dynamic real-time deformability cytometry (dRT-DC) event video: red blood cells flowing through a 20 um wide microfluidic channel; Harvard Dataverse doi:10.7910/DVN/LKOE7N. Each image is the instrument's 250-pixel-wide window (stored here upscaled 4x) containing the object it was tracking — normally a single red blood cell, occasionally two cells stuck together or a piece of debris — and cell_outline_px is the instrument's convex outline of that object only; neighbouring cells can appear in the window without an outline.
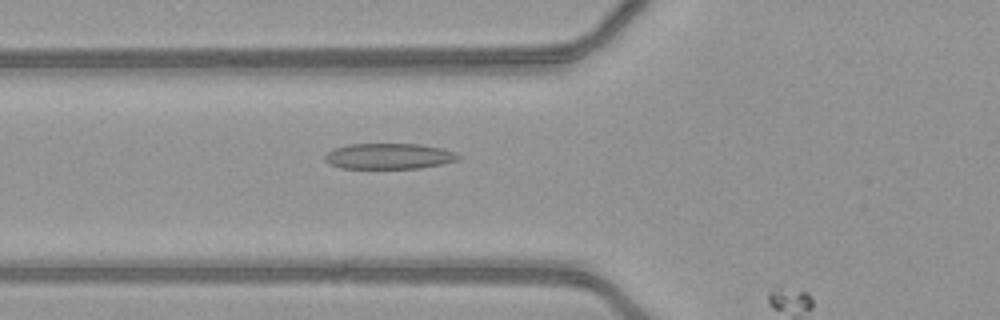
{"species": "common noctule bat (a hibernating species)", "species_latin": "Nyctalus noctula", "temperature_condition": "warm", "stored_images_in_passage": 5, "camera_frame_rate_fps": 3000, "um_per_image_px": 0.085, "animal": {"sex": "female", "body_mass_g": 21.9}, "frame": {"image": 1, "passage_image": 4, "time_ms": 1.0, "image_size_px": [1000, 320], "cell_outline_px": [[460, 156], [456, 160], [440, 164], [420, 168], [340, 168], [324, 160], [324, 156], [332, 148], [348, 144], [420, 144], [440, 148], [456, 152]], "centroid_in_image_um": [33.02, 13.27], "position_along_channel_um": 92.8, "area_um2": 19.88}}